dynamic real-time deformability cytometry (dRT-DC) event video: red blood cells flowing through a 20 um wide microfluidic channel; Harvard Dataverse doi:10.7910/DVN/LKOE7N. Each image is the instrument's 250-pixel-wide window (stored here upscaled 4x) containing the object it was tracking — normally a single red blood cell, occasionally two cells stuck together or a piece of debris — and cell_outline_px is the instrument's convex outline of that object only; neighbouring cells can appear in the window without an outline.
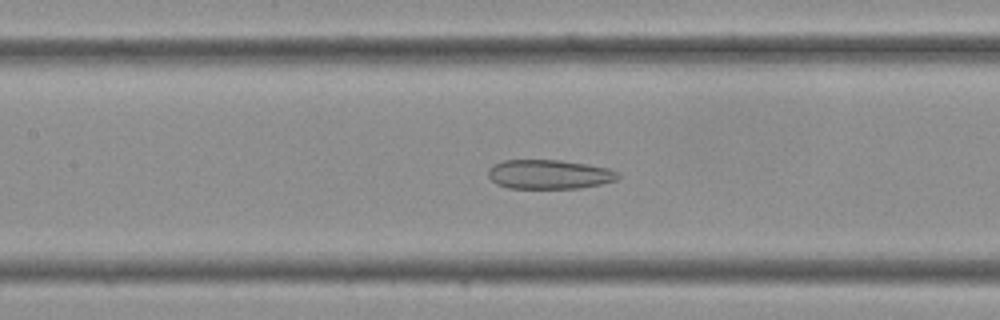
{"species": "Egyptian fruit bat (a non-hibernating species)", "species_latin": "Rousettus aegyptiacus", "temperature_condition": "cold", "stored_images_in_passage": 36, "camera_frame_rate_fps": 3000, "um_per_image_px": 0.085, "frame": {"image": 1, "passage_image": 16, "time_ms": 5.0, "image_size_px": [1000, 320], "cell_outline_px": [[620, 176], [616, 180], [600, 184], [580, 188], [508, 188], [496, 184], [488, 176], [488, 168], [492, 164], [504, 160], [560, 160], [588, 164], [608, 168], [620, 172]], "centroid_in_image_um": [46.67, 14.81], "position_along_channel_um": 160.7, "area_um2": 22.31}}
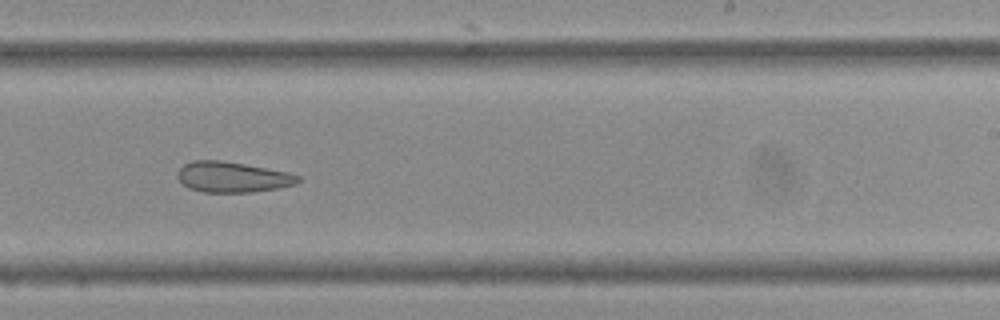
{"frame": {"image": 2, "passage_image": 22, "time_ms": 7.0, "image_size_px": [1000, 320], "cell_outline_px": [[300, 180], [296, 184], [276, 188], [252, 192], [204, 192], [188, 188], [176, 176], [176, 172], [184, 164], [192, 160], [220, 160], [244, 164], [288, 172], [300, 176]], "centroid_in_image_um": [19.73, 15.04], "position_along_channel_um": 269.3, "area_um2": 21.39}}
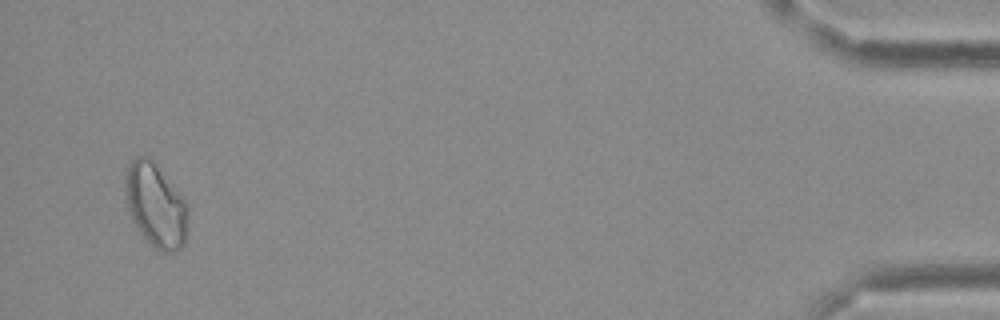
{"frame": {"image": 3, "passage_image": 35, "time_ms": 11.333, "image_size_px": [1000, 320], "cell_outline_px": [[188, 236], [184, 244], [180, 248], [172, 252], [160, 252], [152, 248], [140, 232], [132, 220], [128, 208], [124, 192], [124, 176], [128, 164], [136, 156], [148, 156], [152, 160], [184, 196], [188, 204]], "centroid_in_image_um": [13.25, 17.46], "position_along_channel_um": 422.0, "area_um2": 31.44}}